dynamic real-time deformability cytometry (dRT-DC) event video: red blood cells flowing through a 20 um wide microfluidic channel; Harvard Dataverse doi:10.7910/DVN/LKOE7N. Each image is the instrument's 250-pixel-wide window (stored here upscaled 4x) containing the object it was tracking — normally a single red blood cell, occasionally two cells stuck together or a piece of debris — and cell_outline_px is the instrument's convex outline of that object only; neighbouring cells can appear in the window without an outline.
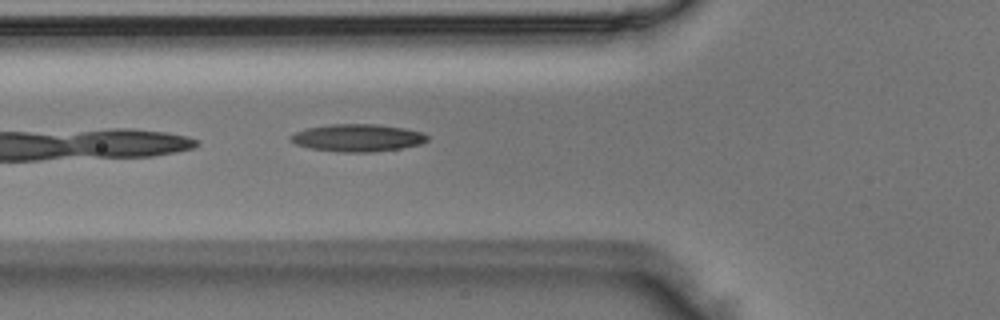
{"species": "Egyptian fruit bat (a non-hibernating species)", "species_latin": "Rousettus aegyptiacus", "temperature_condition": "room temperature", "stored_images_in_passage": 5, "camera_frame_rate_fps": 3000, "um_per_image_px": 0.085, "animal": {"sex": "male"}, "frame": {"image": 1, "passage_image": 5, "time_ms": 1.333, "image_size_px": [1000, 320], "cell_outline_px": [[428, 140], [420, 144], [400, 148], [372, 152], [340, 152], [308, 148], [296, 144], [288, 140], [288, 136], [296, 132], [308, 128], [328, 124], [380, 124], [404, 128], [424, 132], [428, 136]], "centroid_in_image_um": [30.38, 11.71], "position_along_channel_um": 95.4, "area_um2": 22.02}}